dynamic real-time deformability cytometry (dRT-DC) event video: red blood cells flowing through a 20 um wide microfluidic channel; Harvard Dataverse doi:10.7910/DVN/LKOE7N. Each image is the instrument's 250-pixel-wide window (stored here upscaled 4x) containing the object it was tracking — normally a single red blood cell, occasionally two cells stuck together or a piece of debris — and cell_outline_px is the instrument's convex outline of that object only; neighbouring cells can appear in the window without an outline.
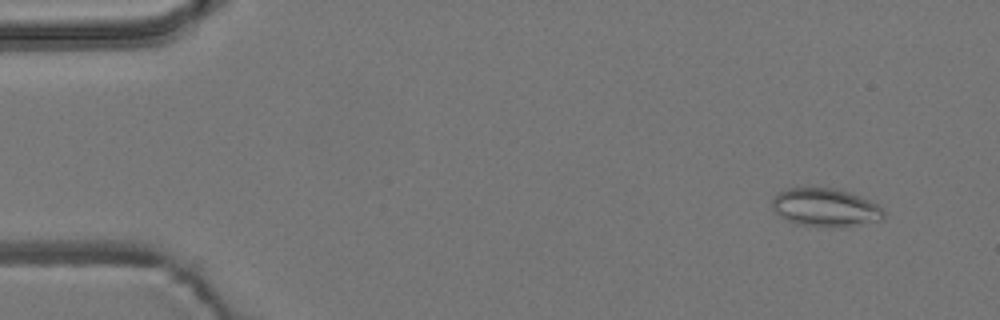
{"species": "common noctule bat (a hibernating species)", "species_latin": "Nyctalus noctula", "temperature_condition": "room temperature", "stored_images_in_passage": 7, "camera_frame_rate_fps": 3000, "um_per_image_px": 0.085, "animal": {"sex": "male", "body_mass_g": 19.2, "forearm_length_mm": 51.8}, "frame": {"image": 1, "passage_image": 1, "time_ms": 0.0, "image_size_px": [1000, 320], "cell_outline_px": [[884, 216], [880, 220], [852, 224], [796, 224], [780, 216], [772, 208], [772, 196], [788, 188], [832, 188], [848, 192], [860, 196], [876, 204], [884, 212]], "centroid_in_image_um": [70.09, 17.58], "position_along_channel_um": 14.9, "area_um2": 23.64}}
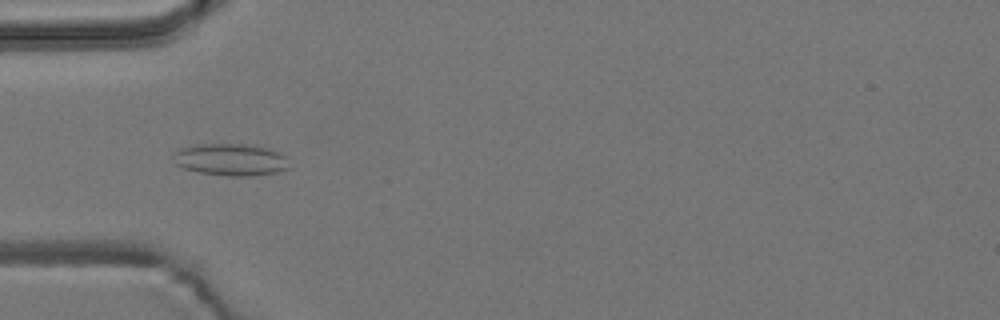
{"frame": {"image": 2, "passage_image": 5, "time_ms": 1.333, "image_size_px": [1000, 320], "cell_outline_px": [[288, 168], [276, 172], [252, 176], [228, 176], [200, 172], [184, 168], [176, 164], [172, 156], [172, 152], [180, 148], [196, 144], [244, 144], [268, 148], [280, 152], [284, 156]], "centroid_in_image_um": [19.55, 13.56], "position_along_channel_um": 65.4, "area_um2": 21.56}}
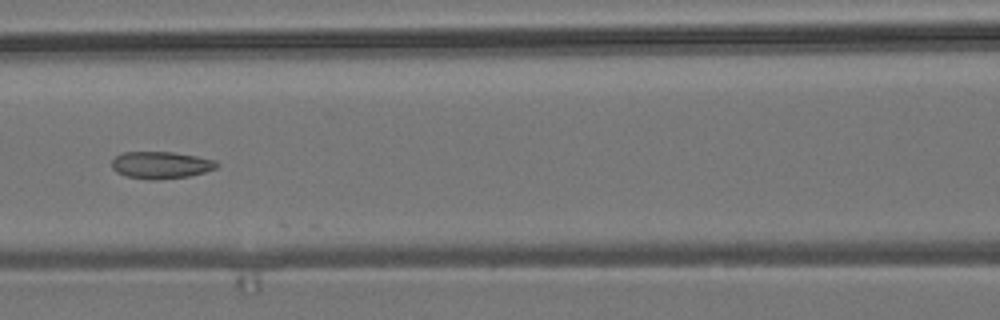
{"frame": {"image": 3, "passage_image": 7, "time_ms": 2.0, "image_size_px": [1000, 320], "cell_outline_px": [[220, 164], [216, 168], [204, 172], [188, 176], [156, 180], [152, 180], [128, 176], [116, 172], [112, 168], [112, 160], [116, 156], [124, 152], [172, 152], [196, 156], [216, 160]], "centroid_in_image_um": [13.69, 14.02], "position_along_channel_um": 152.9, "area_um2": 16.47}}